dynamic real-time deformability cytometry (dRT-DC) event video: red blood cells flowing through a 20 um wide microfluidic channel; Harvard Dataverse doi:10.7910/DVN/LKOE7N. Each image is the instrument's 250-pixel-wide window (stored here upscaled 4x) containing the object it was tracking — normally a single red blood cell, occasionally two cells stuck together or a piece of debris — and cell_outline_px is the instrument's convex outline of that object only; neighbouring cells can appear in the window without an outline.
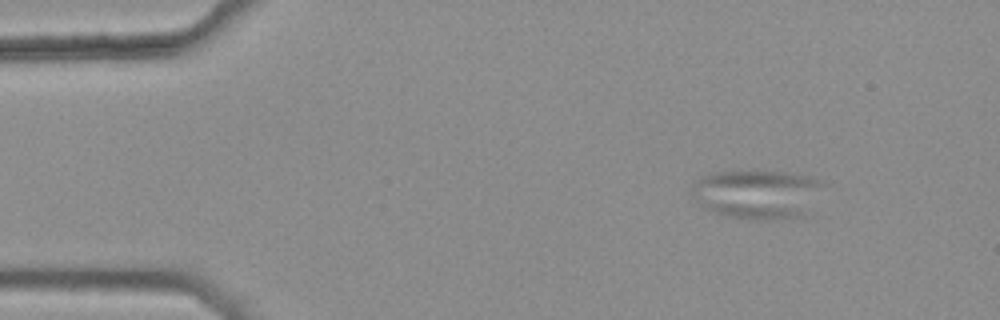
{"species": "common noctule bat (a hibernating species)", "species_latin": "Nyctalus noctula", "temperature_condition": "warm", "stored_images_in_passage": 3, "camera_frame_rate_fps": 3000, "um_per_image_px": 0.085, "animal": {"sex": "female", "body_mass_g": 25.1}, "frame": {"image": 1, "passage_image": 1, "time_ms": 0.0, "image_size_px": [1000, 320], "cell_outline_px": [[824, 184], [804, 216], [768, 220], [728, 216], [704, 208], [692, 200], [692, 184], [700, 176], [712, 172], [752, 168], [764, 168], [788, 172], [808, 176]], "centroid_in_image_um": [64.28, 16.43], "position_along_channel_um": 20.7, "area_um2": 38.44}}